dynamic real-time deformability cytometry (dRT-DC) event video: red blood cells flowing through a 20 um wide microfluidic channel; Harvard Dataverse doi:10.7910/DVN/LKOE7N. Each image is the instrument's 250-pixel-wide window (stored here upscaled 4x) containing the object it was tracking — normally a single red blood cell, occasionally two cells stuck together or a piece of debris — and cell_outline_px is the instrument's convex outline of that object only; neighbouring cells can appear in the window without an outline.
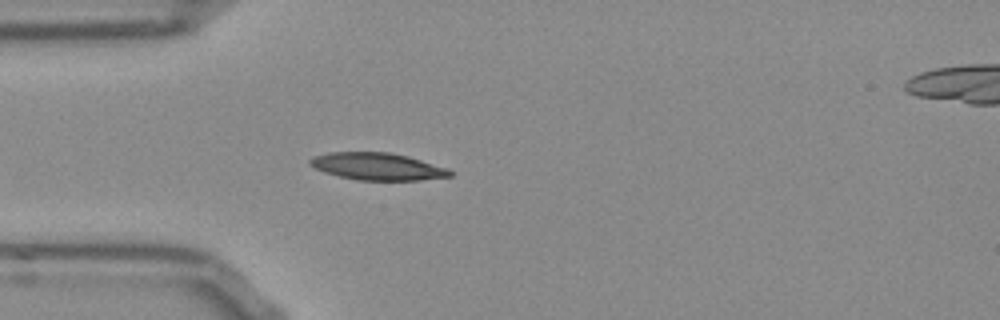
{"species": "Egyptian fruit bat (a non-hibernating species)", "species_latin": "Rousettus aegyptiacus", "temperature_condition": "room temperature", "stored_images_in_passage": 32, "camera_frame_rate_fps": 3000, "um_per_image_px": 0.085, "frame": {"image": 1, "passage_image": 1, "time_ms": 0.0, "image_size_px": [1000, 320], "cell_outline_px": [[452, 176], [420, 180], [356, 180], [324, 172], [308, 164], [308, 160], [312, 156], [328, 152], [388, 152], [408, 156], [448, 168], [452, 172]], "centroid_in_image_um": [32.06, 14.14], "position_along_channel_um": 52.9, "area_um2": 22.25}}
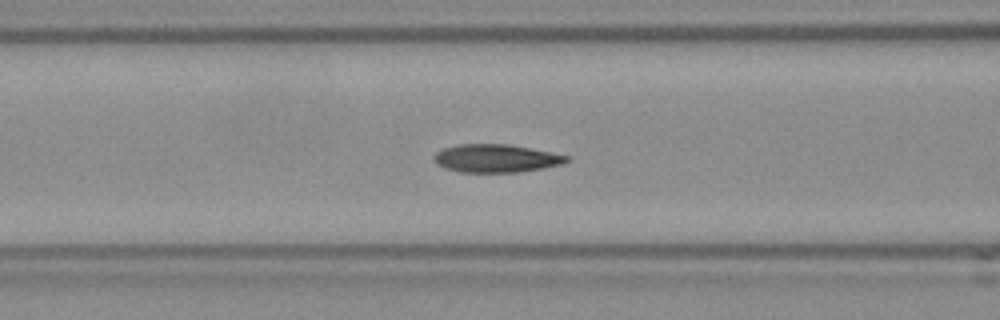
{"frame": {"image": 2, "passage_image": 7, "time_ms": 2.0, "image_size_px": [1000, 320], "cell_outline_px": [[568, 160], [560, 164], [544, 168], [516, 172], [460, 172], [444, 168], [436, 164], [432, 156], [436, 152], [444, 148], [460, 144], [508, 144], [568, 156]], "centroid_in_image_um": [42.08, 13.46], "position_along_channel_um": 124.5, "area_um2": 21.44}}
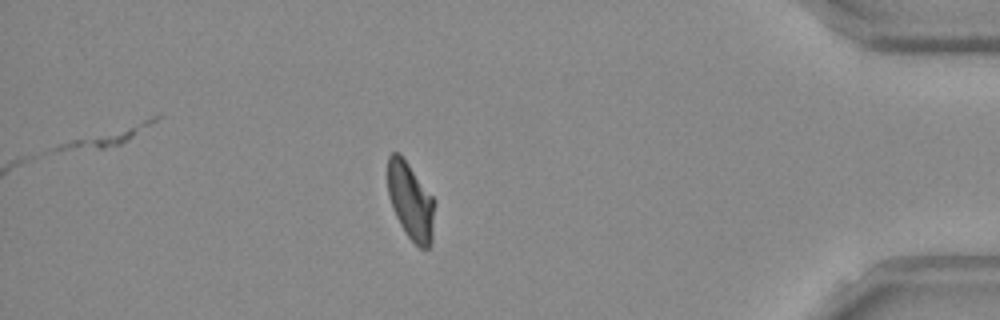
{"frame": {"image": 3, "passage_image": 32, "time_ms": 10.333, "image_size_px": [1000, 320], "cell_outline_px": [[432, 244], [428, 248], [420, 248], [408, 236], [400, 224], [392, 208], [388, 196], [388, 156], [392, 152], [400, 152], [432, 196]], "centroid_in_image_um": [34.86, 17.06], "position_along_channel_um": 400.3, "area_um2": 20.58}, "authors_computed_cell_mechanics": {"area_um2": 21.7328, "velocity_mm_per_s": 3.843, "shape_relaxation_time_tau1_ms": 9.1278, "shape_relaxation_time_tau2_ms": 1.8817, "deformation_change_tau1": 0.2169, "deformation_change_tau2": 0.0716}}